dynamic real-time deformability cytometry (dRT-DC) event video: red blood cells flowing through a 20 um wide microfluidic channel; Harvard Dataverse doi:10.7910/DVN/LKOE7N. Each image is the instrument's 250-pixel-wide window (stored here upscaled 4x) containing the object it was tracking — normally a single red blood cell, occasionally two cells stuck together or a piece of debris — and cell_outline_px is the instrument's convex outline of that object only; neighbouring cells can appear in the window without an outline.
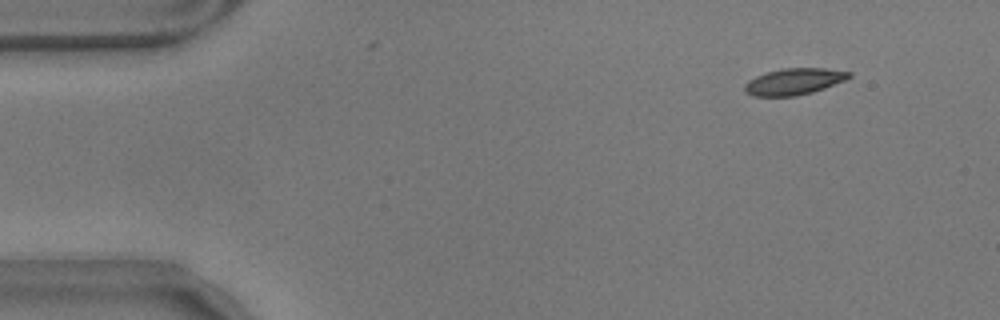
{"species": "common noctule bat (a hibernating species)", "species_latin": "Nyctalus noctula", "temperature_condition": "warm", "stored_images_in_passage": 3, "camera_frame_rate_fps": 3000, "um_per_image_px": 0.085, "animal": {"sex": "male", "body_mass_g": 17.9}, "frame": {"image": 1, "passage_image": 1, "time_ms": 0.0, "image_size_px": [1000, 320], "cell_outline_px": [[852, 76], [844, 80], [824, 88], [812, 92], [796, 96], [752, 96], [744, 92], [744, 84], [748, 80], [756, 76], [768, 72], [784, 68], [824, 68], [852, 72]], "centroid_in_image_um": [67.47, 6.93], "position_along_channel_um": 17.5, "area_um2": 16.07}}